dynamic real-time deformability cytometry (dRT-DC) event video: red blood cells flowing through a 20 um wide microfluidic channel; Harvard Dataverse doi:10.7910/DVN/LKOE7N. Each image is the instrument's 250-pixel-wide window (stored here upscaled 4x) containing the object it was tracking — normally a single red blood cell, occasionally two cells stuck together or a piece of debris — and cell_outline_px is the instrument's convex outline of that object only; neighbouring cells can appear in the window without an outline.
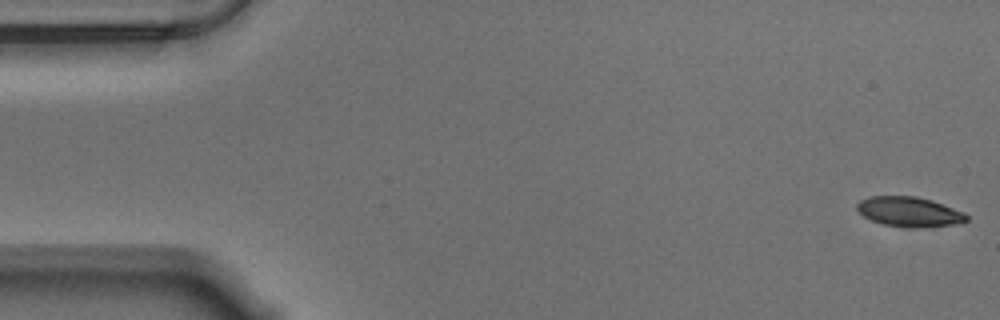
{"species": "Egyptian fruit bat (a non-hibernating species)", "species_latin": "Rousettus aegyptiacus", "temperature_condition": "warm", "stored_images_in_passage": 58, "camera_frame_rate_fps": 3000, "um_per_image_px": 0.085, "animal": {"sex": "male"}, "frame": {"image": 1, "passage_image": 1, "time_ms": 0.0, "image_size_px": [1000, 320], "cell_outline_px": [[968, 220], [960, 224], [924, 228], [904, 228], [884, 224], [872, 220], [864, 216], [856, 208], [856, 204], [860, 200], [868, 196], [916, 196], [932, 200], [964, 212], [968, 216]], "centroid_in_image_um": [77.32, 18.01], "position_along_channel_um": 7.7, "area_um2": 19.36}}
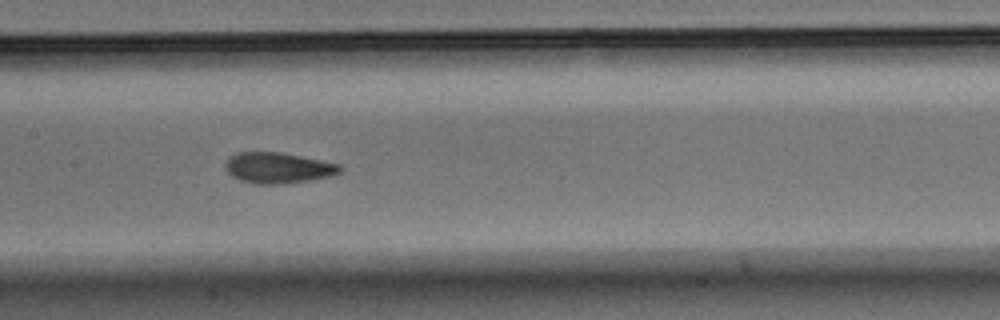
{"frame": {"image": 2, "passage_image": 27, "time_ms": 8.667, "image_size_px": [1000, 320], "cell_outline_px": [[344, 168], [340, 172], [332, 176], [312, 180], [276, 184], [252, 184], [240, 180], [232, 176], [224, 168], [224, 164], [228, 156], [236, 152], [280, 152], [340, 164]], "centroid_in_image_um": [23.61, 14.27], "position_along_channel_um": 183.8, "area_um2": 20.81}}
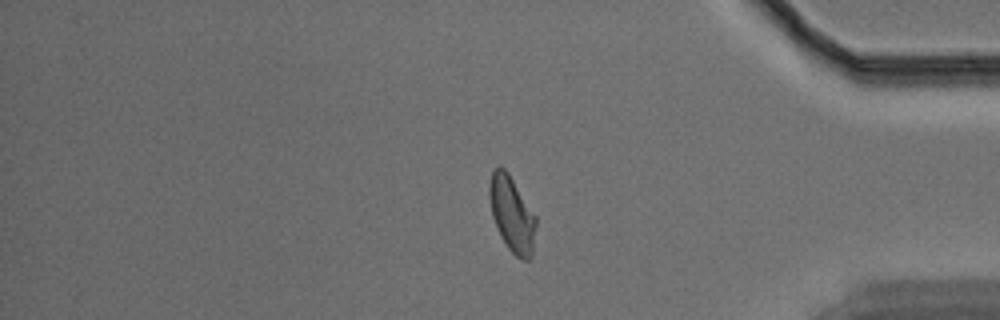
{"frame": {"image": 3, "passage_image": 47, "time_ms": 15.333, "image_size_px": [1000, 320], "cell_outline_px": [[536, 224], [532, 256], [528, 260], [524, 260], [516, 256], [508, 248], [500, 236], [492, 216], [488, 196], [488, 184], [492, 172], [500, 164], [508, 172], [536, 216]], "centroid_in_image_um": [43.5, 18.18], "position_along_channel_um": 391.7, "area_um2": 20.58}, "authors_computed_cell_mechanics": {"area_um2": 20.3456, "velocity_mm_per_s": 3.5161, "shape_relaxation_time_tau1_ms": 5.8795, "shape_relaxation_time_tau2_ms": 1.4945, "deformation_change_tau1": 0.1601, "deformation_change_tau2": 0.0645}}